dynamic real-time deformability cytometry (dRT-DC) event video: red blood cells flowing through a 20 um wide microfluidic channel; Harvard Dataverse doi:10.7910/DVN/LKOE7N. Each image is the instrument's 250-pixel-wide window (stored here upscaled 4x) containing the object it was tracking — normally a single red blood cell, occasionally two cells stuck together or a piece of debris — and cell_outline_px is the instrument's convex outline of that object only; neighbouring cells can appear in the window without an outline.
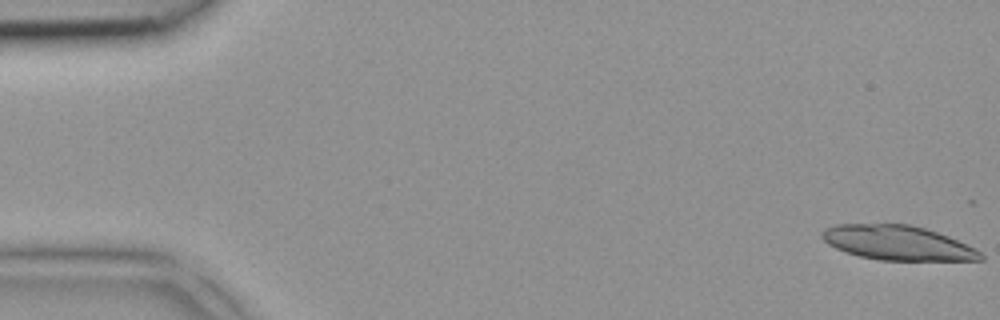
{"species": "common noctule bat (a hibernating species)", "species_latin": "Nyctalus noctula", "temperature_condition": "room temperature", "stored_images_in_passage": 19, "camera_frame_rate_fps": 3000, "um_per_image_px": 0.085, "animal": {"sex": "female", "body_mass_g": 18.4}, "frame": {"image": 1, "passage_image": 1, "time_ms": 0.0, "image_size_px": [1000, 320], "cell_outline_px": [[984, 260], [880, 260], [860, 256], [844, 252], [828, 244], [820, 236], [820, 232], [824, 228], [836, 224], [908, 224], [924, 228], [948, 236], [980, 252], [984, 256]], "centroid_in_image_um": [76.23, 20.64], "position_along_channel_um": 8.8, "area_um2": 31.67}}